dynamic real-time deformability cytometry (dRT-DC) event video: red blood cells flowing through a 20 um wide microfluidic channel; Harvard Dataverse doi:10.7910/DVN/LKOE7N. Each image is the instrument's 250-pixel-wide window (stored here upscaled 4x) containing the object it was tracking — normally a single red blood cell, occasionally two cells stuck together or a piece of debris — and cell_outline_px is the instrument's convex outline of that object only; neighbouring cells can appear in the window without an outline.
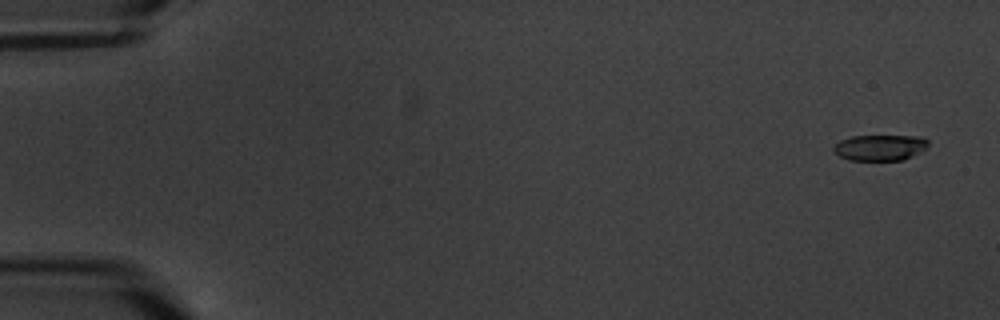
{"species": "common noctule bat (a hibernating species)", "species_latin": "Nyctalus noctula", "temperature_condition": "warm", "stored_images_in_passage": 6, "camera_frame_rate_fps": 3000, "um_per_image_px": 0.085, "animal": {"sex": "male", "body_mass_g": 20.1, "forearm_length_mm": 53.5}, "frame": {"image": 1, "passage_image": 1, "time_ms": 0.0, "image_size_px": [1000, 320], "cell_outline_px": [[928, 144], [924, 148], [912, 156], [904, 160], [848, 160], [840, 156], [832, 148], [840, 140], [852, 136], [924, 136], [928, 140]], "centroid_in_image_um": [74.8, 12.54], "position_along_channel_um": 10.2, "area_um2": 14.16}}
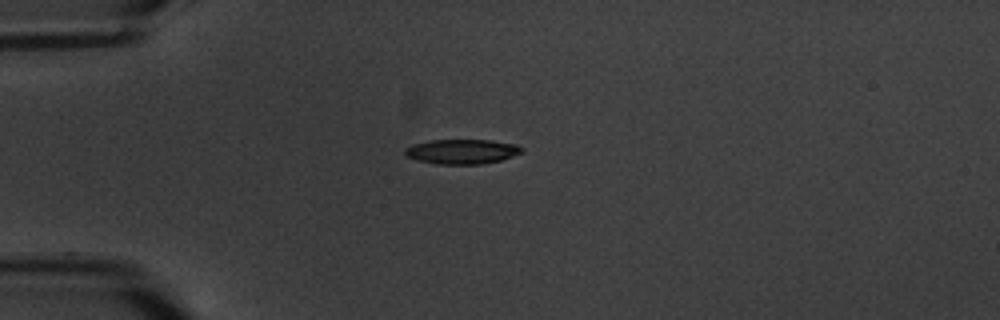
{"frame": {"image": 2, "passage_image": 5, "time_ms": 4.667, "image_size_px": [1000, 320], "cell_outline_px": [[524, 152], [500, 160], [480, 164], [436, 164], [416, 160], [408, 156], [404, 152], [404, 148], [412, 144], [432, 140], [488, 140], [516, 144], [524, 148]], "centroid_in_image_um": [39.26, 12.88], "position_along_channel_um": 45.7, "area_um2": 16.82}}